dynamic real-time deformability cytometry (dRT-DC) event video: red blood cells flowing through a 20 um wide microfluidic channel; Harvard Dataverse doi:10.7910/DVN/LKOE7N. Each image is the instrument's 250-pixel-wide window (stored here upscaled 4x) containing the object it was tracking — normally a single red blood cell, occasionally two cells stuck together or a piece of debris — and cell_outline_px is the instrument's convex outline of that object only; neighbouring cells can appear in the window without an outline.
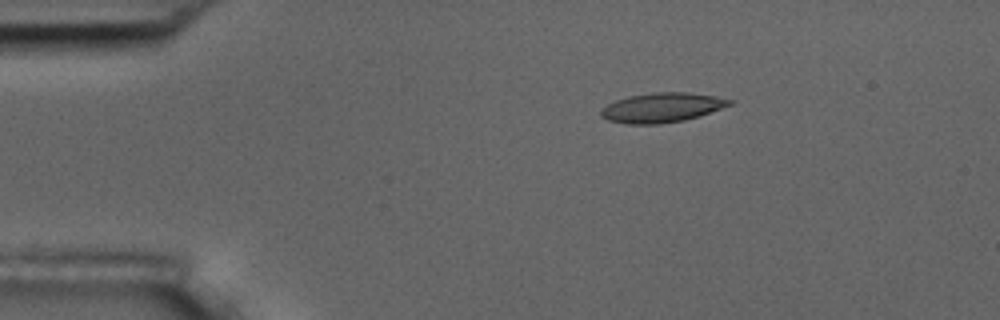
{"species": "common noctule bat (a hibernating species)", "species_latin": "Nyctalus noctula", "temperature_condition": "room temperature", "stored_images_in_passage": 47, "camera_frame_rate_fps": 3000, "um_per_image_px": 0.085, "animal": {"sex": "male", "body_mass_g": 17.5, "forearm_length_mm": 52.3}, "frame": {"image": 1, "passage_image": 1, "time_ms": 0.0, "image_size_px": [1000, 320], "cell_outline_px": [[736, 100], [732, 104], [700, 116], [684, 120], [660, 124], [628, 124], [608, 120], [600, 116], [600, 108], [616, 100], [628, 96], [652, 92], [688, 92], [716, 96]], "centroid_in_image_um": [56.27, 9.14], "position_along_channel_um": 28.7, "area_um2": 22.37}}
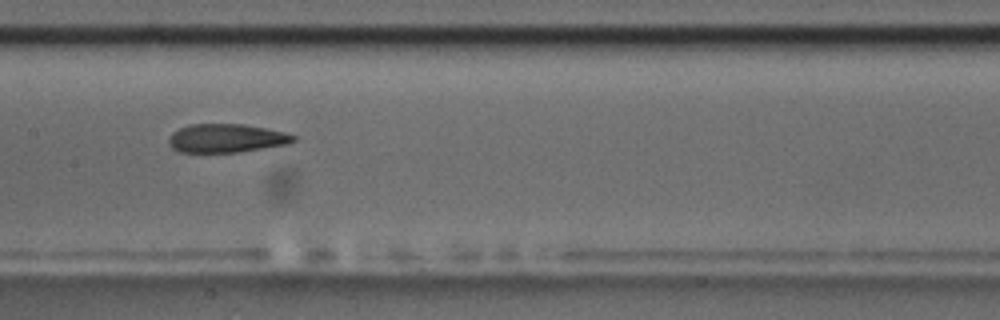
{"frame": {"image": 2, "passage_image": 19, "time_ms": 6.0, "image_size_px": [1000, 320], "cell_outline_px": [[296, 140], [288, 144], [236, 152], [180, 152], [172, 148], [168, 144], [168, 140], [172, 132], [188, 124], [244, 124], [284, 132], [296, 136]], "centroid_in_image_um": [19.21, 11.74], "position_along_channel_um": 188.2, "area_um2": 20.69}}
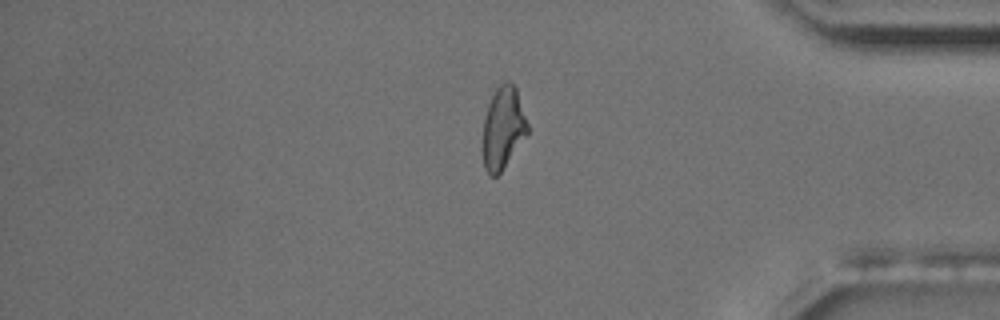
{"frame": {"image": 3, "passage_image": 38, "time_ms": 12.333, "image_size_px": [1000, 320], "cell_outline_px": [[528, 132], [500, 172], [496, 176], [492, 176], [484, 168], [480, 148], [484, 120], [488, 104], [496, 88], [504, 80], [508, 80], [516, 88], [528, 124]], "centroid_in_image_um": [42.71, 10.87], "position_along_channel_um": 392.5, "area_um2": 21.5}, "authors_computed_cell_mechanics": {"area_um2": 21.9062, "velocity_mm_per_s": 3.6075, "shape_relaxation_time_tau1_ms": null, "shape_relaxation_time_tau2_ms": 2.8046, "deformation_change_tau1": null, "deformation_change_tau2": 0.1117}}